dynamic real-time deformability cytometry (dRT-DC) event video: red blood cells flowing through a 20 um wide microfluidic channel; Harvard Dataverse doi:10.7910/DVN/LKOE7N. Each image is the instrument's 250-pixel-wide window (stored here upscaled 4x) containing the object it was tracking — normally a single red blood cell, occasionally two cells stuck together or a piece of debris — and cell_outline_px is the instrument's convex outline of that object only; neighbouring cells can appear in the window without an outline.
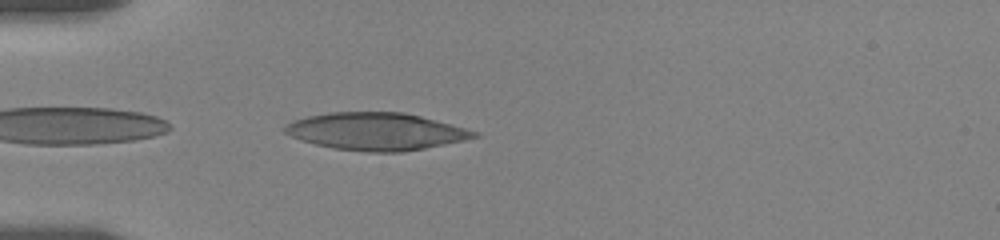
{"species": "human", "species_latin": "Homo sapiens", "temperature_condition": "room temperature", "stored_images_in_passage": 8, "camera_frame_rate_fps": 3000, "um_per_image_px": 0.085, "donor": {"sex": "female"}, "frame": {"image": 1, "passage_image": 8, "time_ms": 5.333, "image_size_px": [1000, 240], "cell_outline_px": [[480, 136], [464, 140], [404, 152], [368, 152], [332, 148], [300, 140], [284, 132], [284, 124], [292, 120], [308, 116], [328, 112], [404, 112], [420, 116], [480, 132]], "centroid_in_image_um": [31.94, 11.17], "position_along_channel_um": 53.1, "area_um2": 41.21}}